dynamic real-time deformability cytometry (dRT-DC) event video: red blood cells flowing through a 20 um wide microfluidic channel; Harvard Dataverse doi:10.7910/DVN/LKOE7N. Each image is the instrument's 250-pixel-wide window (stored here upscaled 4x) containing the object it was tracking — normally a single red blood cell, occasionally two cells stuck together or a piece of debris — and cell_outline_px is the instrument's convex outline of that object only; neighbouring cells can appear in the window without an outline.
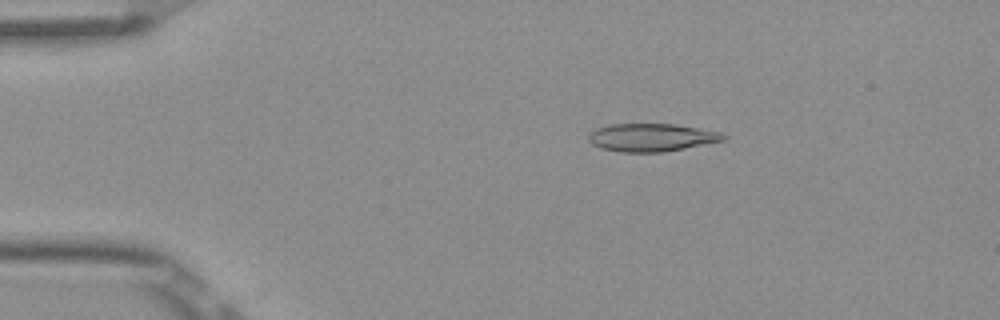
{"species": "Egyptian fruit bat (a non-hibernating species)", "species_latin": "Rousettus aegyptiacus", "temperature_condition": "room temperature", "stored_images_in_passage": 6, "camera_frame_rate_fps": 3000, "um_per_image_px": 0.085, "frame": {"image": 1, "passage_image": 2, "time_ms": 0.333, "image_size_px": [1000, 320], "cell_outline_px": [[728, 136], [724, 140], [664, 152], [620, 152], [600, 148], [592, 144], [588, 140], [588, 132], [596, 128], [608, 124], [676, 124], [720, 132]], "centroid_in_image_um": [55.33, 11.68], "position_along_channel_um": 29.7, "area_um2": 22.02}}
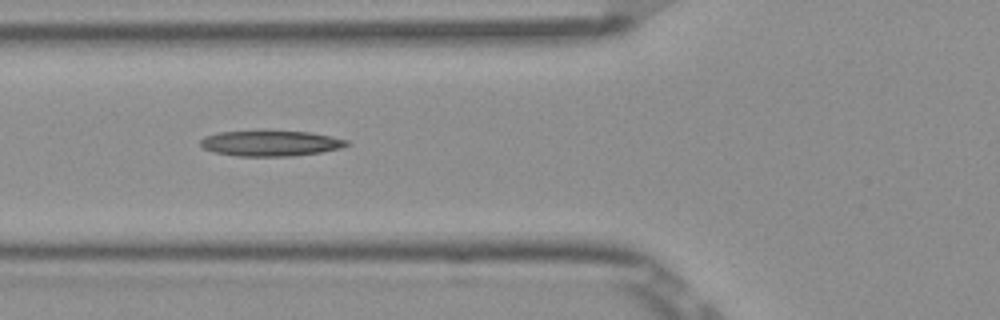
{"frame": {"image": 2, "passage_image": 5, "time_ms": 1.333, "image_size_px": [1000, 320], "cell_outline_px": [[348, 144], [340, 148], [320, 152], [292, 156], [236, 156], [212, 152], [204, 148], [200, 144], [200, 140], [204, 136], [220, 132], [308, 132], [348, 140]], "centroid_in_image_um": [22.95, 12.2], "position_along_channel_um": 102.8, "area_um2": 21.27}}
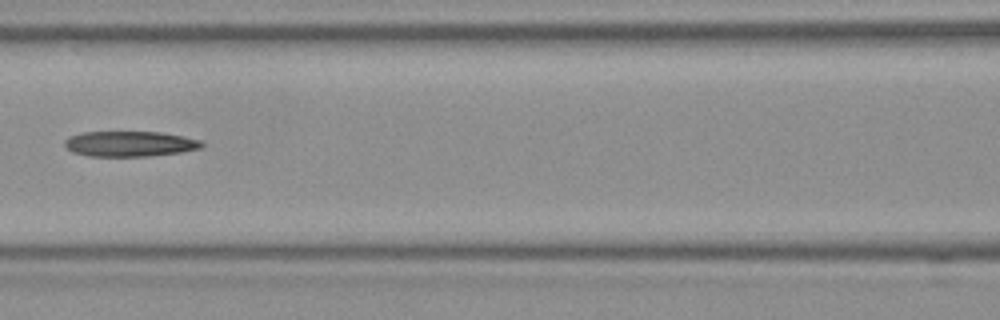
{"frame": {"image": 3, "passage_image": 6, "time_ms": 1.667, "image_size_px": [1000, 320], "cell_outline_px": [[204, 144], [200, 148], [180, 152], [148, 156], [88, 156], [72, 152], [64, 144], [64, 140], [68, 136], [80, 132], [160, 132], [184, 136], [200, 140]], "centroid_in_image_um": [11.0, 12.22], "position_along_channel_um": 155.6, "area_um2": 20.29}}